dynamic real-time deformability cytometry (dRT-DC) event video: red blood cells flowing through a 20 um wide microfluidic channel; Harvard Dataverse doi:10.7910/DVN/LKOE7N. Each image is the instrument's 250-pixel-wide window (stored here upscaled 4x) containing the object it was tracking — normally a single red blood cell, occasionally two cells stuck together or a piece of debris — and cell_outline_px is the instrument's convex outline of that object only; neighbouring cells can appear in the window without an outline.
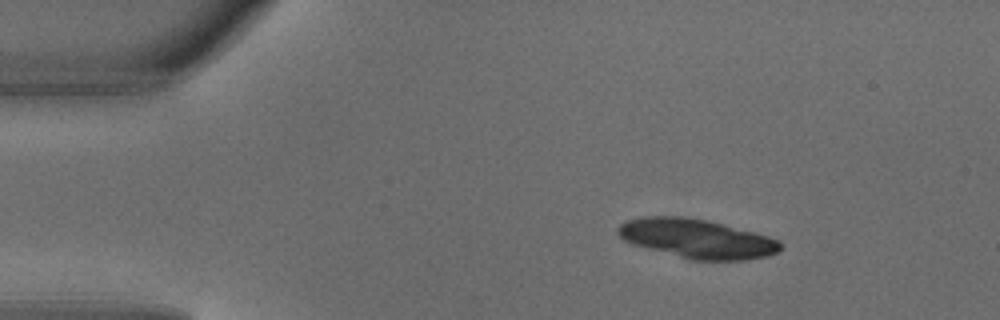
{"species": "common noctule bat (a hibernating species)", "species_latin": "Nyctalus noctula", "temperature_condition": "warm", "stored_images_in_passage": 7, "camera_frame_rate_fps": 3000, "um_per_image_px": 0.085, "animal": {"sex": "male", "body_mass_g": 18.8}, "frame": {"image": 1, "passage_image": 1, "time_ms": 0.0, "image_size_px": [1000, 320], "cell_outline_px": [[780, 248], [776, 252], [768, 256], [744, 260], [688, 260], [632, 244], [624, 240], [616, 232], [616, 228], [620, 224], [628, 220], [644, 216], [684, 216], [708, 220], [768, 236], [780, 240]], "centroid_in_image_um": [59.19, 20.28], "position_along_channel_um": 25.8, "area_um2": 37.17}}
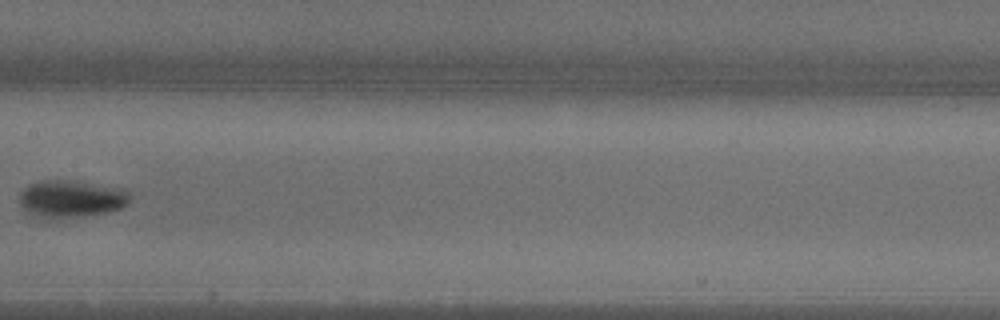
{"frame": {"image": 2, "passage_image": 6, "time_ms": 1.667, "image_size_px": [1000, 320], "cell_outline_px": [[128, 204], [112, 212], [84, 216], [48, 220], [44, 220], [28, 212], [20, 204], [20, 192], [28, 184], [40, 180], [76, 180], [124, 188], [128, 192]], "centroid_in_image_um": [6.04, 16.9], "position_along_channel_um": 201.4, "area_um2": 24.62}}
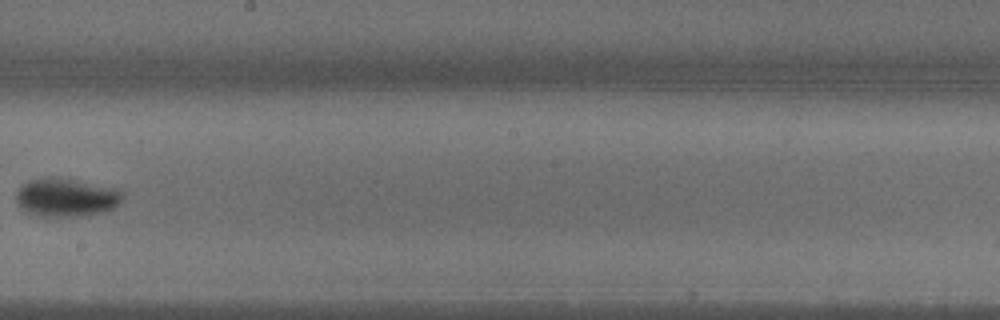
{"frame": {"image": 3, "passage_image": 7, "time_ms": 2.0, "image_size_px": [1000, 320], "cell_outline_px": [[124, 196], [120, 204], [116, 208], [100, 212], [80, 216], [36, 216], [24, 212], [16, 204], [16, 192], [24, 184], [32, 180], [76, 180], [124, 188]], "centroid_in_image_um": [5.72, 16.82], "position_along_channel_um": 242.5, "area_um2": 23.76}}